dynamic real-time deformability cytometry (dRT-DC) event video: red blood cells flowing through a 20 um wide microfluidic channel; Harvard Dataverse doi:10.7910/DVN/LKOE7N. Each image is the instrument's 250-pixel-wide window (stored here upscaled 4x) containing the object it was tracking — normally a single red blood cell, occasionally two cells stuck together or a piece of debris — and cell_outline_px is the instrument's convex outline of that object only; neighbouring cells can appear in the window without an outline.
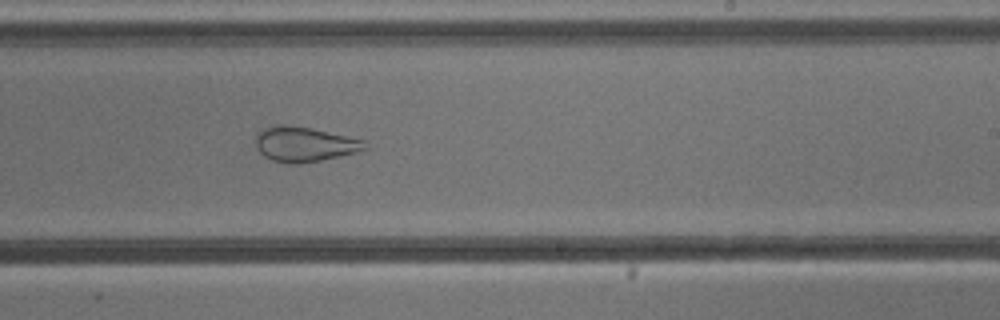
{"species": "common noctule bat (a hibernating species)", "species_latin": "Nyctalus noctula", "temperature_condition": "cold", "stored_images_in_passage": 37, "camera_frame_rate_fps": 3000, "um_per_image_px": 0.085, "animal": {"sex": "male", "body_mass_g": 13.3}, "frame": {"image": 1, "passage_image": 16, "time_ms": 5.0, "image_size_px": [1000, 320], "cell_outline_px": [[368, 148], [356, 152], [320, 160], [296, 164], [288, 164], [272, 160], [264, 156], [256, 148], [256, 132], [264, 128], [312, 128], [348, 136], [364, 140], [368, 144]], "centroid_in_image_um": [25.91, 12.3], "position_along_channel_um": 263.1, "area_um2": 21.5}}
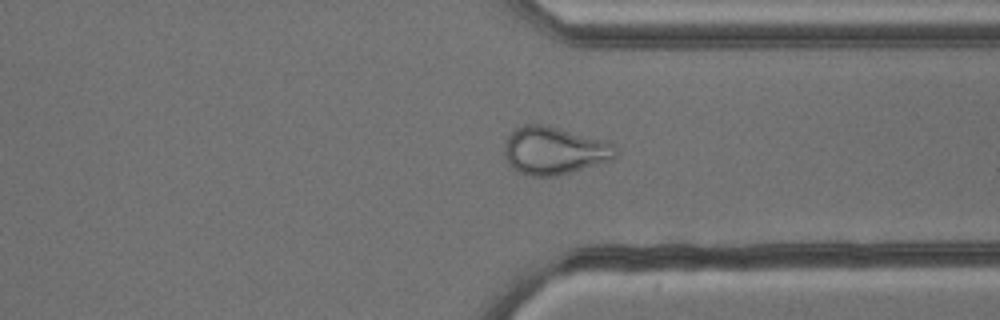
{"frame": {"image": 2, "passage_image": 24, "time_ms": 7.667, "image_size_px": [1000, 320], "cell_outline_px": [[616, 156], [612, 160], [556, 176], [532, 176], [520, 172], [512, 168], [508, 164], [504, 152], [504, 148], [508, 136], [516, 128], [524, 124], [544, 124], [600, 140], [612, 144], [616, 148]], "centroid_in_image_um": [47.06, 12.81], "position_along_channel_um": 364.3, "area_um2": 30.46}}
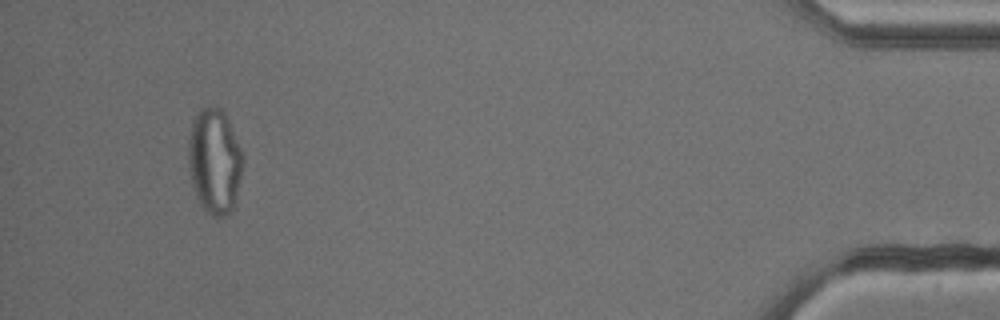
{"frame": {"image": 3, "passage_image": 34, "time_ms": 11.0, "image_size_px": [1000, 320], "cell_outline_px": [[244, 156], [240, 176], [232, 212], [216, 220], [200, 204], [196, 196], [192, 184], [188, 168], [188, 136], [192, 120], [200, 108], [220, 108], [224, 112], [228, 120]], "centroid_in_image_um": [18.21, 13.72], "position_along_channel_um": 417.0, "area_um2": 33.47}, "authors_computed_cell_mechanics": {"area_um2": 29.2468, "velocity_mm_per_s": 3.804, "shape_relaxation_time_tau1_ms": null, "shape_relaxation_time_tau2_ms": 1.074, "deformation_change_tau1": null, "deformation_change_tau2": 0.0798}}